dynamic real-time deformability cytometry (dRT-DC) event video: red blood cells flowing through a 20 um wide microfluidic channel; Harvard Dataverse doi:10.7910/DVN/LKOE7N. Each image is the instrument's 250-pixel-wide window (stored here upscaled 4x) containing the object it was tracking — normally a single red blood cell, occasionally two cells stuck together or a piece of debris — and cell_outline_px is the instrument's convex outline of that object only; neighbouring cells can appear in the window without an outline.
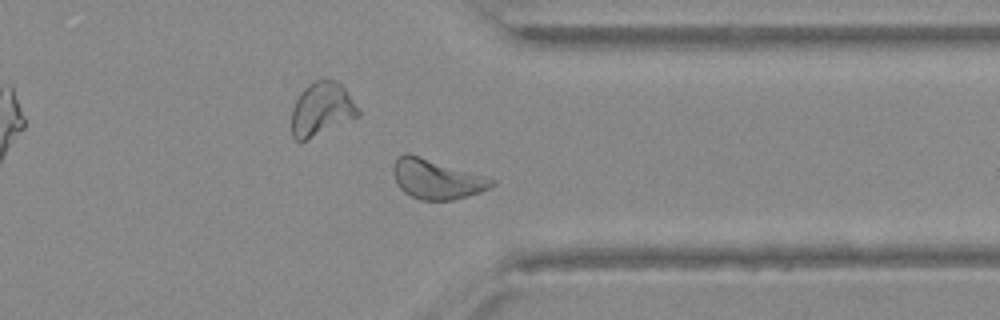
{"species": "Egyptian fruit bat (a non-hibernating species)", "species_latin": "Rousettus aegyptiacus", "temperature_condition": "warm", "stored_images_in_passage": 33, "camera_frame_rate_fps": 3000, "um_per_image_px": 0.085, "animal": {"sex": "female"}, "frame": {"image": 1, "passage_image": 23, "time_ms": 7.333, "image_size_px": [1000, 320], "cell_outline_px": [[496, 184], [480, 192], [468, 196], [452, 200], [420, 200], [404, 192], [400, 188], [392, 172], [392, 168], [396, 160], [404, 152], [408, 152], [484, 176], [496, 180]], "centroid_in_image_um": [37.1, 15.22], "position_along_channel_um": 374.3, "area_um2": 22.6}}